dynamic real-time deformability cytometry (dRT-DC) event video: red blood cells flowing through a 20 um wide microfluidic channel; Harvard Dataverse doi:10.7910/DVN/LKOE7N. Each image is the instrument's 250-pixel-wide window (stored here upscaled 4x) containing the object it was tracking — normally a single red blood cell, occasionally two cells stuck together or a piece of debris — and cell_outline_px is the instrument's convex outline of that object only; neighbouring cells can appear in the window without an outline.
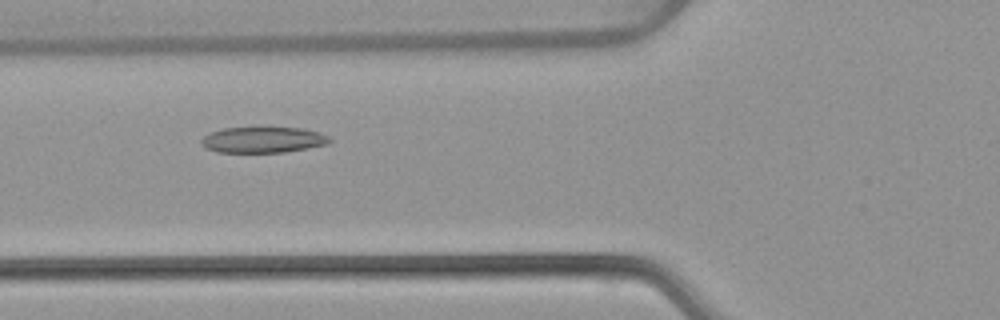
{"species": "common noctule bat (a hibernating species)", "species_latin": "Nyctalus noctula", "temperature_condition": "warm", "stored_images_in_passage": 45, "camera_frame_rate_fps": 3000, "um_per_image_px": 0.085, "animal": {"sex": "female", "body_mass_g": 22.7, "forearm_length_mm": 54.2}, "frame": {"image": 1, "passage_image": 12, "time_ms": 3.667, "image_size_px": [1000, 320], "cell_outline_px": [[332, 140], [328, 144], [308, 148], [284, 152], [216, 152], [204, 148], [200, 144], [200, 140], [204, 136], [212, 132], [224, 128], [300, 128], [316, 132], [328, 136]], "centroid_in_image_um": [22.32, 11.9], "position_along_channel_um": 103.5, "area_um2": 19.19}}
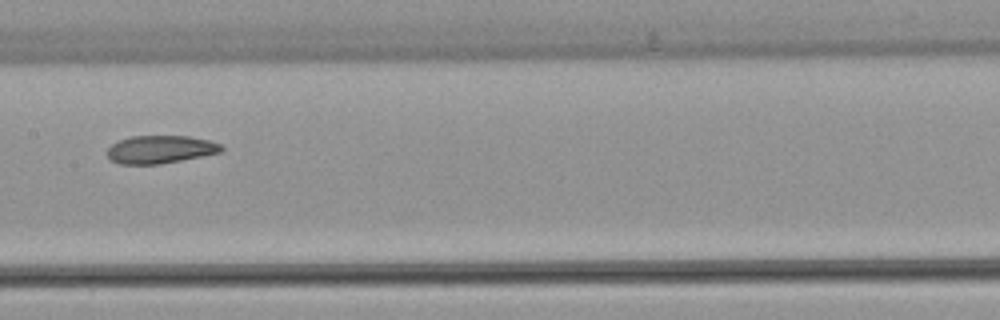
{"frame": {"image": 2, "passage_image": 19, "time_ms": 6.0, "image_size_px": [1000, 320], "cell_outline_px": [[224, 148], [220, 152], [160, 164], [120, 164], [112, 160], [108, 156], [108, 148], [112, 144], [120, 140], [132, 136], [188, 136], [208, 140], [220, 144]], "centroid_in_image_um": [13.62, 12.7], "position_along_channel_um": 193.8, "area_um2": 18.26}}
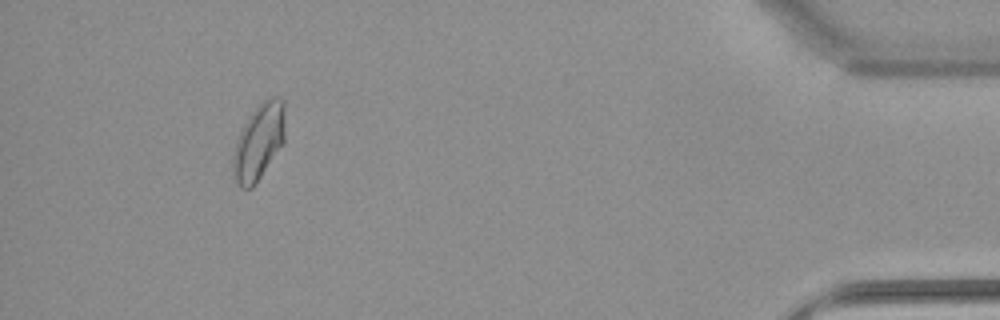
{"frame": {"image": 3, "passage_image": 41, "time_ms": 13.333, "image_size_px": [1000, 320], "cell_outline_px": [[284, 140], [252, 188], [240, 188], [236, 184], [232, 172], [232, 156], [236, 140], [248, 116], [264, 100], [272, 96], [280, 96], [284, 100]], "centroid_in_image_um": [21.96, 12.04], "position_along_channel_um": 413.2, "area_um2": 22.83}, "authors_computed_cell_mechanics": {"area_um2": 19.941, "velocity_mm_per_s": 3.863, "shape_relaxation_time_tau1_ms": null, "shape_relaxation_time_tau2_ms": 3.0555, "deformation_change_tau1": null, "deformation_change_tau2": 0.0832}}